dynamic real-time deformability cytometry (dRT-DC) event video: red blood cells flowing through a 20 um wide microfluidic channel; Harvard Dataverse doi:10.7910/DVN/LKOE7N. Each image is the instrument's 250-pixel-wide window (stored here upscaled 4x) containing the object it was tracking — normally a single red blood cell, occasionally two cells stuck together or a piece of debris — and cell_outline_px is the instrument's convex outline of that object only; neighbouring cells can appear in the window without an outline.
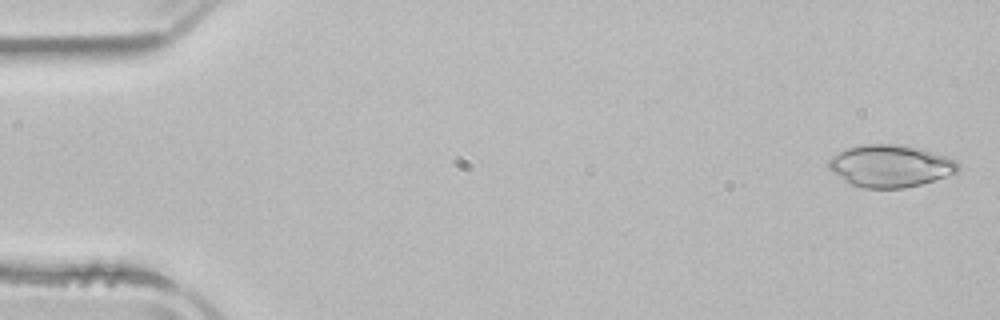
{"species": "common noctule bat (a hibernating species)", "species_latin": "Nyctalus noctula", "temperature_condition": "room temperature", "stored_images_in_passage": 43, "camera_frame_rate_fps": 3000, "um_per_image_px": 0.085, "animal": {"sex": "male", "body_mass_g": 21.5, "forearm_length_mm": 52.0}, "frame": {"image": 1, "passage_image": 2, "time_ms": 0.333, "image_size_px": [1000, 320], "cell_outline_px": [[960, 168], [956, 172], [920, 184], [904, 188], [864, 188], [852, 184], [844, 180], [828, 168], [828, 160], [832, 156], [848, 148], [864, 144], [900, 144], [920, 148], [956, 160], [960, 164]], "centroid_in_image_um": [75.67, 14.1], "position_along_channel_um": 9.3, "area_um2": 31.5}}
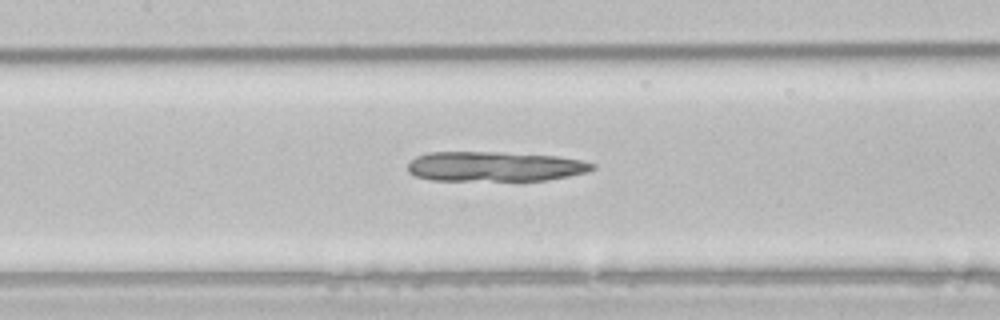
{"frame": {"image": 2, "passage_image": 24, "time_ms": 7.667, "image_size_px": [1000, 320], "cell_outline_px": [[596, 168], [588, 172], [548, 180], [432, 180], [416, 176], [408, 172], [408, 164], [416, 156], [428, 152], [500, 152], [556, 156], [580, 160], [596, 164]], "centroid_in_image_um": [42.06, 14.15], "position_along_channel_um": 165.3, "area_um2": 32.08}}
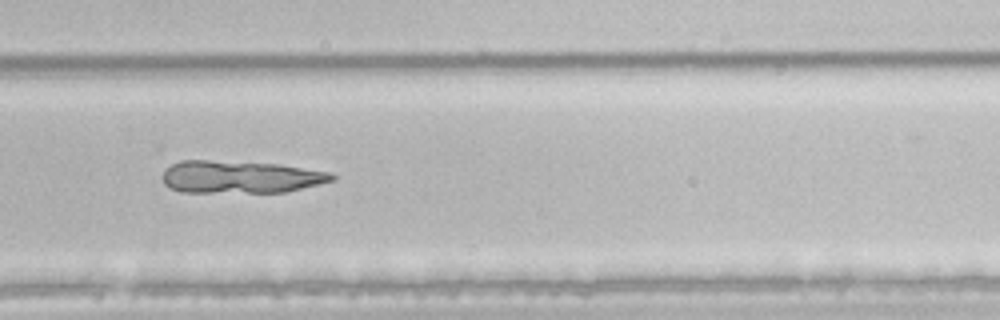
{"frame": {"image": 3, "passage_image": 35, "time_ms": 11.333, "image_size_px": [1000, 320], "cell_outline_px": [[336, 180], [320, 184], [284, 192], [180, 192], [164, 184], [164, 172], [172, 164], [180, 160], [208, 160], [280, 164], [332, 172], [336, 176]], "centroid_in_image_um": [20.49, 15.04], "position_along_channel_um": 309.3, "area_um2": 32.08}}